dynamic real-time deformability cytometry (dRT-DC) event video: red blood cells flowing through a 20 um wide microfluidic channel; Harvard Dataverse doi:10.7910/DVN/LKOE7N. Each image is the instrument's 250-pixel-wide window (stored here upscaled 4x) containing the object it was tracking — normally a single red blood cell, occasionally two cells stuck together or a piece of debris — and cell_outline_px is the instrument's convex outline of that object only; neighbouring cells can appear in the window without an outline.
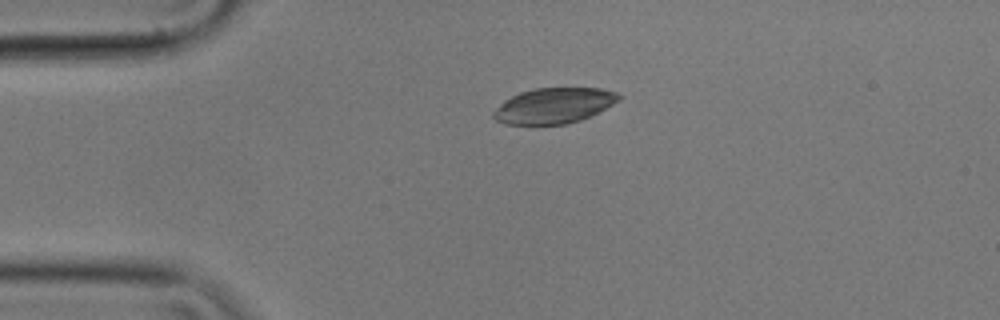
{"species": "common noctule bat (a hibernating species)", "species_latin": "Nyctalus noctula", "temperature_condition": "cold", "stored_images_in_passage": 24, "camera_frame_rate_fps": 3000, "um_per_image_px": 0.085, "animal": {"sex": "male", "body_mass_g": 17.9}, "frame": {"image": 1, "passage_image": 1, "time_ms": 0.0, "image_size_px": [1000, 320], "cell_outline_px": [[624, 96], [620, 100], [580, 120], [564, 124], [504, 124], [496, 120], [492, 116], [492, 112], [504, 100], [520, 92], [536, 88], [600, 88], [616, 92]], "centroid_in_image_um": [47.06, 8.97], "position_along_channel_um": 37.9, "area_um2": 25.72}}
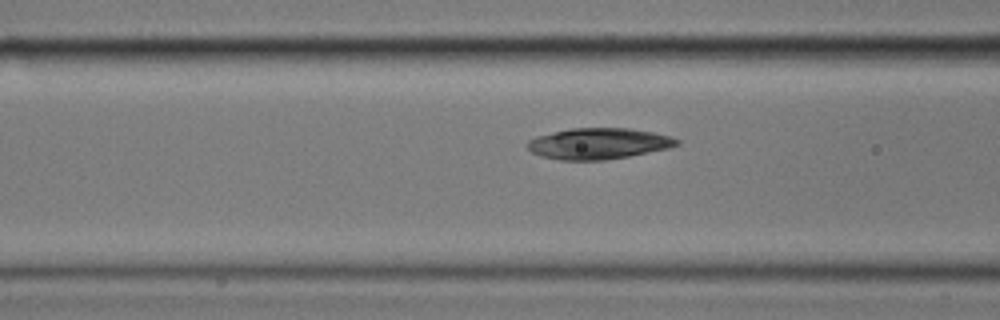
{"frame": {"image": 2, "passage_image": 10, "time_ms": 3.0, "image_size_px": [1000, 320], "cell_outline_px": [[680, 144], [668, 148], [628, 156], [604, 160], [560, 160], [540, 156], [532, 152], [528, 148], [528, 140], [536, 136], [572, 128], [628, 128], [652, 132], [668, 136], [680, 140]], "centroid_in_image_um": [50.86, 12.2], "position_along_channel_um": 115.7, "area_um2": 26.82}}
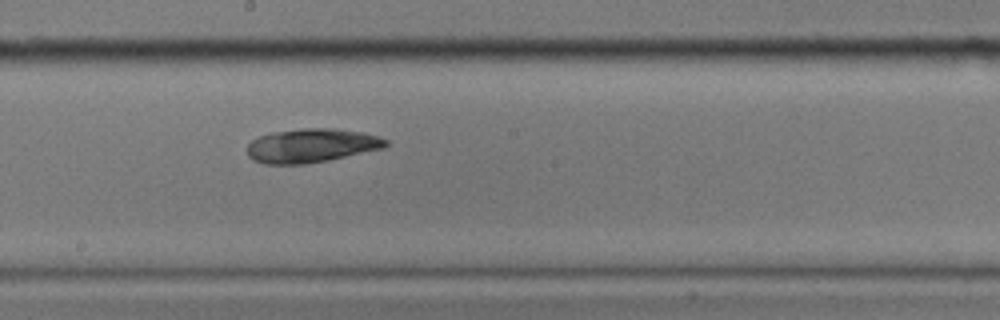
{"frame": {"image": 3, "passage_image": 19, "time_ms": 6.0, "image_size_px": [1000, 320], "cell_outline_px": [[388, 144], [384, 148], [328, 160], [304, 164], [264, 164], [252, 160], [248, 156], [248, 144], [252, 140], [260, 136], [272, 132], [300, 128], [336, 128], [364, 132], [388, 140]], "centroid_in_image_um": [26.47, 12.37], "position_along_channel_um": 221.7, "area_um2": 27.46}}